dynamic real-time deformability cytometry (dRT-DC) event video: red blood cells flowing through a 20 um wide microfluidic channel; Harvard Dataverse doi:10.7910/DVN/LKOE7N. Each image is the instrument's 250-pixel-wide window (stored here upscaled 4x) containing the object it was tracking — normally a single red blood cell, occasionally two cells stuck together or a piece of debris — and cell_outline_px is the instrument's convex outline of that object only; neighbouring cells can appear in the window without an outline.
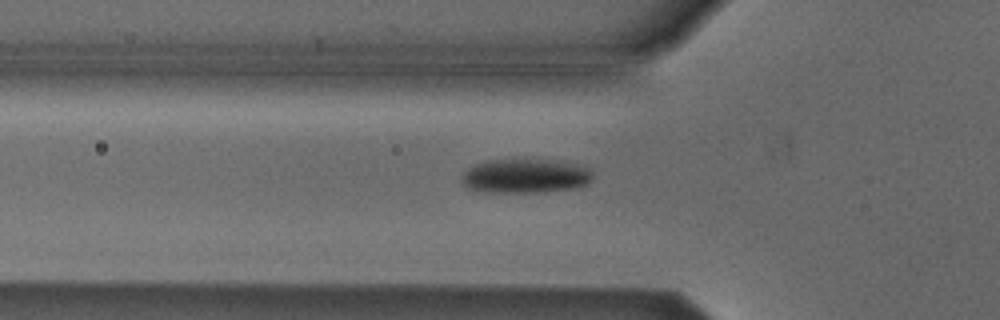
{"species": "Egyptian fruit bat (a non-hibernating species)", "species_latin": "Rousettus aegyptiacus", "temperature_condition": "cold", "stored_images_in_passage": 39, "camera_frame_rate_fps": 3000, "um_per_image_px": 0.085, "animal": {"sex": "male"}, "frame": {"image": 1, "passage_image": 6, "time_ms": 1.667, "image_size_px": [1000, 320], "cell_outline_px": [[592, 180], [584, 184], [572, 188], [544, 192], [484, 192], [468, 188], [460, 184], [460, 180], [464, 172], [468, 168], [476, 164], [488, 160], [548, 160], [576, 164], [588, 168], [592, 172]], "centroid_in_image_um": [44.6, 14.97], "position_along_channel_um": 81.2, "area_um2": 25.95}}
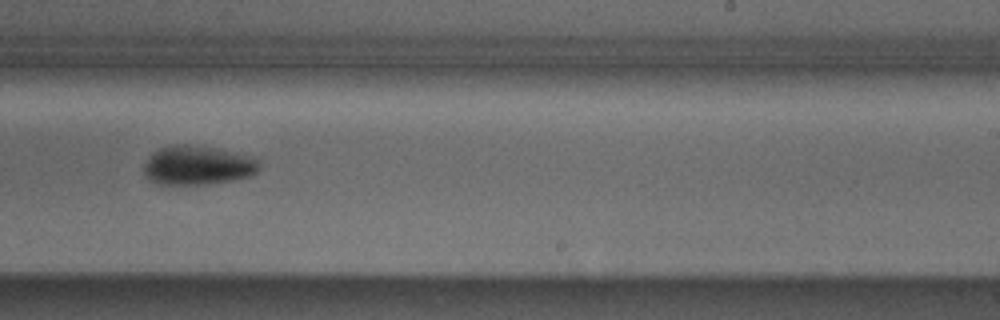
{"frame": {"image": 2, "passage_image": 21, "time_ms": 6.667, "image_size_px": [1000, 320], "cell_outline_px": [[260, 168], [252, 176], [232, 180], [204, 184], [160, 184], [152, 180], [144, 172], [144, 164], [152, 152], [168, 144], [184, 144], [212, 148], [256, 156], [260, 160]], "centroid_in_image_um": [16.85, 14.04], "position_along_channel_um": 272.2, "area_um2": 26.36}}
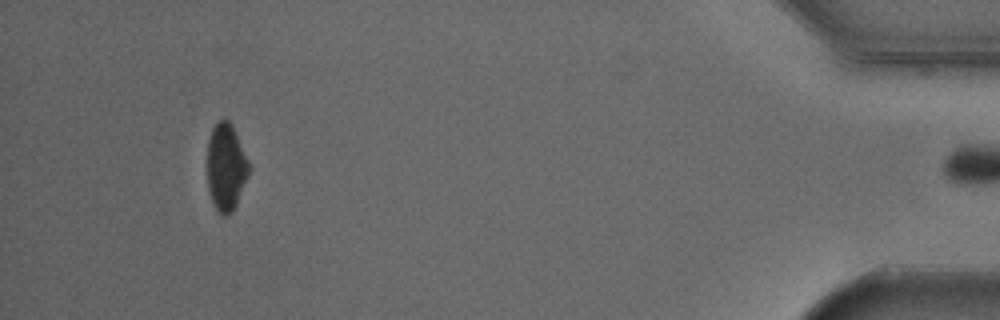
{"frame": {"image": 3, "passage_image": 38, "time_ms": 12.333, "image_size_px": [1000, 320], "cell_outline_px": [[248, 176], [236, 204], [232, 212], [224, 216], [212, 204], [208, 192], [208, 140], [212, 128], [224, 116], [232, 124], [248, 160]], "centroid_in_image_um": [19.19, 14.19], "position_along_channel_um": 416.0, "area_um2": 20.98}, "authors_computed_cell_mechanics": {"area_um2": 25.9522, "velocity_mm_per_s": 3.8229, "shape_relaxation_time_tau1_ms": 2.7675, "shape_relaxation_time_tau2_ms": null, "deformation_change_tau1": 0.0932, "deformation_change_tau2": null}}